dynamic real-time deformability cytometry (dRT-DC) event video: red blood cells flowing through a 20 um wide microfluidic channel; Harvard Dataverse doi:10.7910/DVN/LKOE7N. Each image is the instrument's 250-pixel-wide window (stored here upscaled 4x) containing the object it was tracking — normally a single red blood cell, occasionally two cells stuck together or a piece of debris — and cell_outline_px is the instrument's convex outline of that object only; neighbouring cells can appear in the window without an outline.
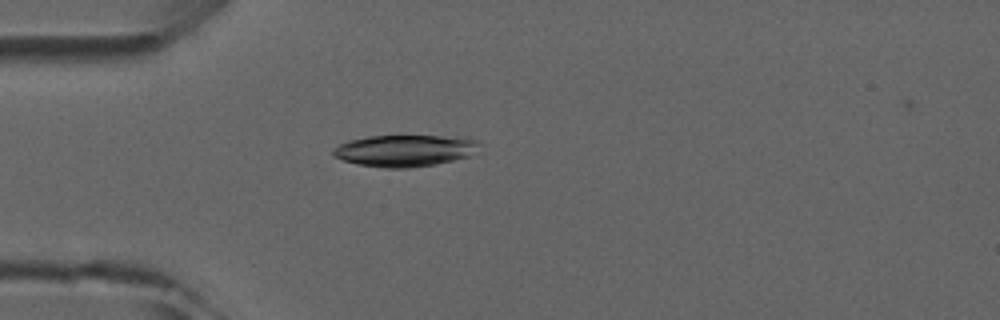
{"species": "common noctule bat (a hibernating species)", "species_latin": "Nyctalus noctula", "temperature_condition": "room temperature", "stored_images_in_passage": 4, "camera_frame_rate_fps": 3000, "um_per_image_px": 0.085, "animal": {"sex": "male", "forearm_length_mm": 52.5}, "frame": {"image": 1, "passage_image": 3, "time_ms": 3.333, "image_size_px": [1000, 320], "cell_outline_px": [[476, 144], [468, 156], [436, 164], [408, 168], [388, 168], [360, 164], [344, 160], [332, 156], [332, 148], [348, 140], [368, 136], [468, 136], [476, 140]], "centroid_in_image_um": [34.34, 12.79], "position_along_channel_um": 50.7, "area_um2": 26.7}}